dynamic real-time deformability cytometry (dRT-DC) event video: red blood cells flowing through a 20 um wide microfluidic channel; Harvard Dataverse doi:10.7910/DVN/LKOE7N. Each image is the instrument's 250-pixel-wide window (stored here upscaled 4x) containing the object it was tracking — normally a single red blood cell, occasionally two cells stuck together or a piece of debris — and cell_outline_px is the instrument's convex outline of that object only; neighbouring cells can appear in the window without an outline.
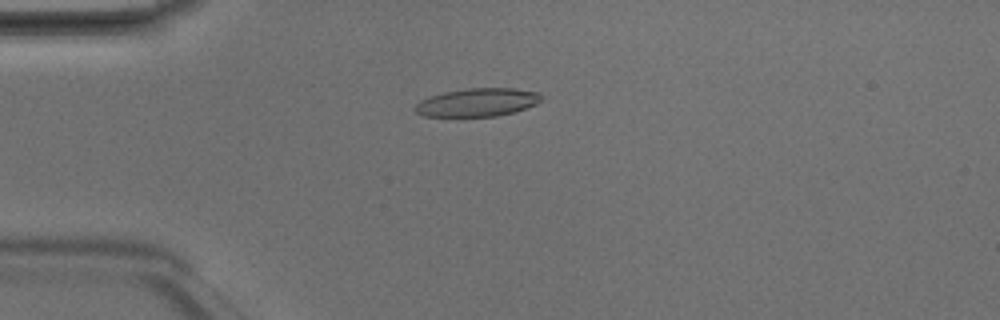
{"species": "Egyptian fruit bat (a non-hibernating species)", "species_latin": "Rousettus aegyptiacus", "temperature_condition": "room temperature", "stored_images_in_passage": 38, "camera_frame_rate_fps": 3000, "um_per_image_px": 0.085, "animal": {"sex": "male"}, "frame": {"image": 1, "passage_image": 2, "time_ms": 0.333, "image_size_px": [1000, 320], "cell_outline_px": [[544, 100], [536, 104], [512, 112], [496, 116], [424, 116], [416, 112], [412, 108], [420, 100], [444, 92], [468, 88], [516, 88], [540, 92], [544, 96]], "centroid_in_image_um": [40.62, 8.69], "position_along_channel_um": 44.4, "area_um2": 20.81}}
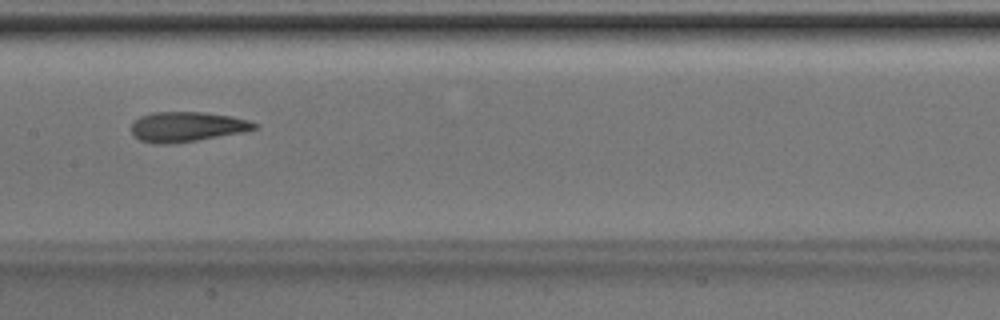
{"frame": {"image": 2, "passage_image": 14, "time_ms": 4.333, "image_size_px": [1000, 320], "cell_outline_px": [[256, 128], [240, 132], [196, 140], [172, 144], [156, 144], [140, 140], [132, 132], [132, 124], [140, 116], [152, 112], [204, 112], [232, 116], [248, 120], [256, 124]], "centroid_in_image_um": [15.85, 10.76], "position_along_channel_um": 191.6, "area_um2": 21.15}}
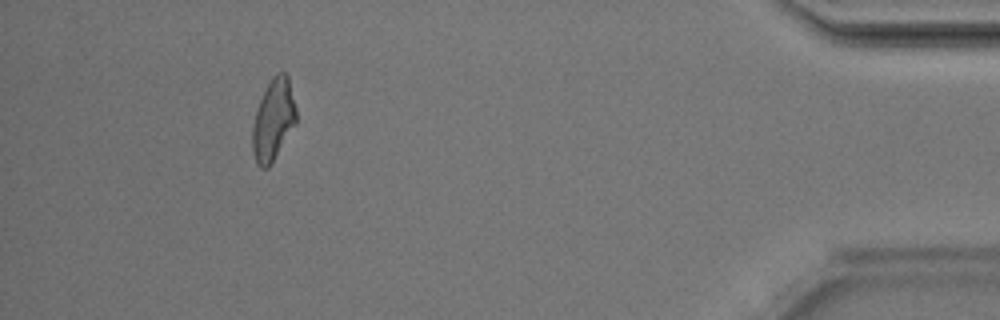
{"frame": {"image": 3, "passage_image": 34, "time_ms": 11.0, "image_size_px": [1000, 320], "cell_outline_px": [[296, 124], [272, 164], [268, 168], [260, 168], [256, 164], [252, 152], [252, 124], [260, 100], [272, 76], [276, 72], [284, 72], [288, 76], [296, 108]], "centroid_in_image_um": [23.23, 10.23], "position_along_channel_um": 412.0, "area_um2": 20.98}, "authors_computed_cell_mechanics": {"area_um2": 21.1837, "velocity_mm_per_s": 4.1959, "shape_relaxation_time_tau1_ms": 3.3561, "shape_relaxation_time_tau2_ms": 2.4114, "deformation_change_tau1": 0.1558, "deformation_change_tau2": 0.1249}}